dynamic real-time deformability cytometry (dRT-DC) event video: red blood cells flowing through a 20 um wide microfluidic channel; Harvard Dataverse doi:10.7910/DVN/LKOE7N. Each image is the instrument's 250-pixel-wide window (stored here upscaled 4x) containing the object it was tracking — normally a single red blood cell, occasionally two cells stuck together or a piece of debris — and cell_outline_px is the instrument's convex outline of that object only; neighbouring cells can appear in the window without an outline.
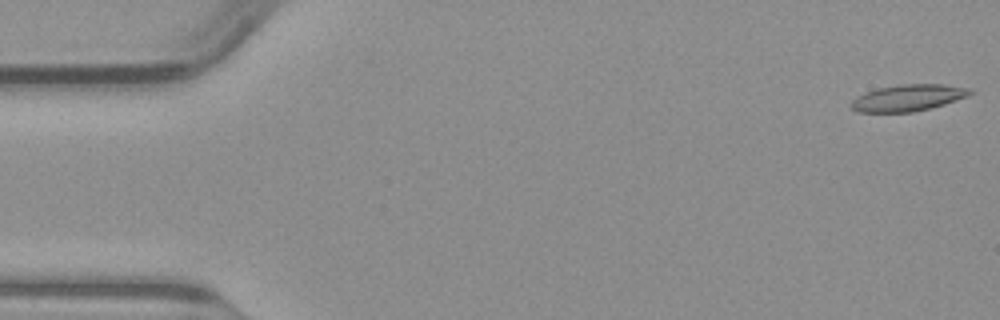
{"species": "common noctule bat (a hibernating species)", "species_latin": "Nyctalus noctula", "temperature_condition": "warm", "stored_images_in_passage": 44, "camera_frame_rate_fps": 3000, "um_per_image_px": 0.085, "animal": {"sex": "male", "body_mass_g": 23.1, "forearm_length_mm": 52.7}, "frame": {"image": 1, "passage_image": 1, "time_ms": 0.0, "image_size_px": [1000, 320], "cell_outline_px": [[976, 92], [968, 96], [944, 104], [912, 112], [856, 112], [848, 104], [856, 96], [876, 88], [900, 84], [944, 84], [972, 88]], "centroid_in_image_um": [77.19, 8.3], "position_along_channel_um": 7.8, "area_um2": 18.61}}
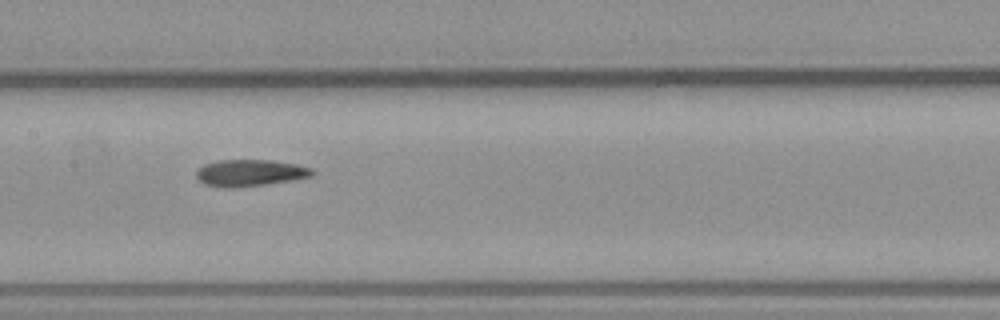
{"frame": {"image": 2, "passage_image": 24, "time_ms": 7.667, "image_size_px": [1000, 320], "cell_outline_px": [[316, 172], [312, 176], [292, 180], [264, 184], [228, 188], [224, 188], [204, 184], [196, 176], [196, 172], [204, 164], [220, 160], [272, 160], [296, 164], [312, 168]], "centroid_in_image_um": [21.27, 14.69], "position_along_channel_um": 186.1, "area_um2": 17.92}}
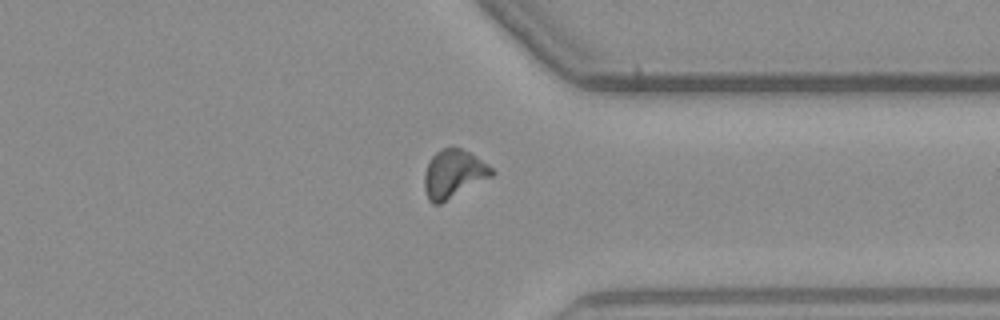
{"frame": {"image": 3, "passage_image": 38, "time_ms": 12.333, "image_size_px": [1000, 320], "cell_outline_px": [[496, 172], [492, 176], [440, 204], [432, 204], [428, 200], [424, 188], [424, 176], [428, 164], [432, 156], [436, 152], [452, 144], [472, 152], [488, 164]], "centroid_in_image_um": [38.56, 14.74], "position_along_channel_um": 372.8, "area_um2": 19.19}}